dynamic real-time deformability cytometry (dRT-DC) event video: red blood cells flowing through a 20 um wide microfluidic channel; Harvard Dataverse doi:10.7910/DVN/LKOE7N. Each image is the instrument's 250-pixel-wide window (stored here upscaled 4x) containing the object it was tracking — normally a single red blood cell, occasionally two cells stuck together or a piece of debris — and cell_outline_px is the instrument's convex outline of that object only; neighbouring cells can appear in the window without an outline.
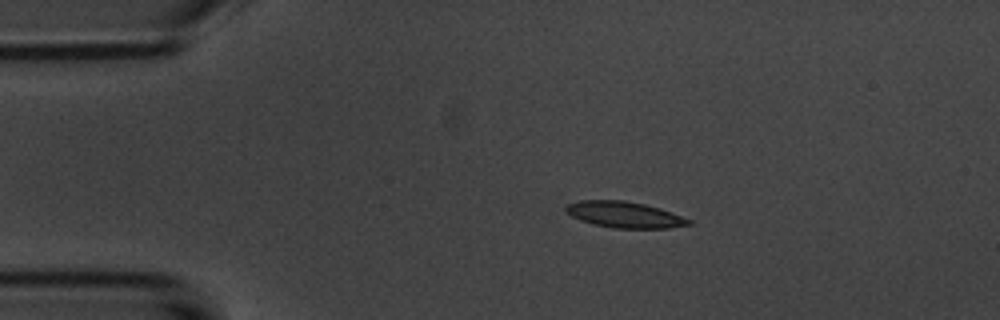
{"species": "common noctule bat (a hibernating species)", "species_latin": "Nyctalus noctula", "temperature_condition": "room temperature", "stored_images_in_passage": 45, "camera_frame_rate_fps": 3000, "um_per_image_px": 0.085, "animal": {"sex": "male", "body_mass_g": 20.1, "forearm_length_mm": 53.5}, "frame": {"image": 1, "passage_image": 1, "time_ms": 0.0, "image_size_px": [1000, 320], "cell_outline_px": [[692, 224], [668, 228], [612, 228], [592, 224], [580, 220], [564, 212], [564, 208], [568, 204], [580, 200], [624, 200], [644, 204], [660, 208], [692, 220]], "centroid_in_image_um": [53.05, 18.24], "position_along_channel_um": 31.9, "area_um2": 18.79}}
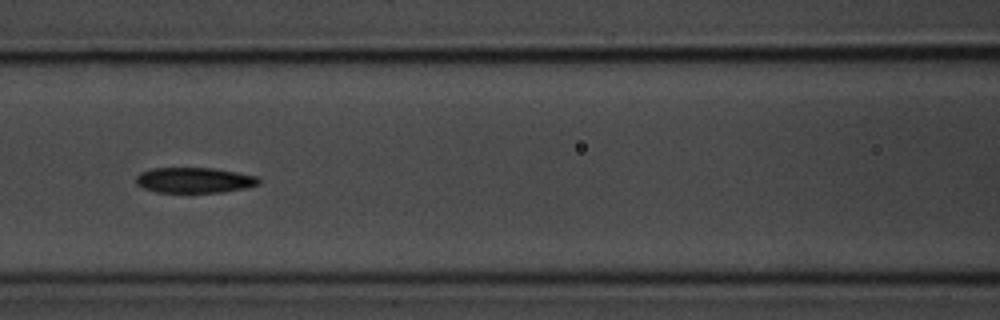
{"frame": {"image": 2, "passage_image": 14, "time_ms": 4.333, "image_size_px": [1000, 320], "cell_outline_px": [[260, 184], [248, 188], [220, 192], [156, 192], [144, 188], [136, 184], [136, 176], [140, 172], [152, 168], [212, 168], [260, 176]], "centroid_in_image_um": [16.55, 15.31], "position_along_channel_um": 150.1, "area_um2": 18.32}}
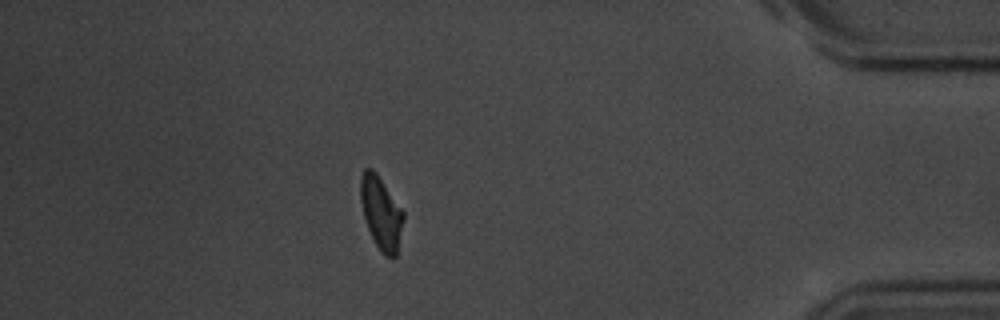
{"frame": {"image": 3, "passage_image": 38, "time_ms": 12.333, "image_size_px": [1000, 320], "cell_outline_px": [[404, 220], [396, 256], [384, 256], [380, 252], [368, 228], [364, 216], [360, 200], [360, 176], [364, 168], [372, 168], [376, 172], [404, 212]], "centroid_in_image_um": [32.39, 18.08], "position_along_channel_um": 402.8, "area_um2": 18.09}, "authors_computed_cell_mechanics": {"area_um2": 18.4382, "velocity_mm_per_s": 3.7185, "shape_relaxation_time_tau1_ms": 3.6036, "shape_relaxation_time_tau2_ms": 6.8619, "deformation_change_tau1": 0.1405, "deformation_change_tau2": 0.1442}}